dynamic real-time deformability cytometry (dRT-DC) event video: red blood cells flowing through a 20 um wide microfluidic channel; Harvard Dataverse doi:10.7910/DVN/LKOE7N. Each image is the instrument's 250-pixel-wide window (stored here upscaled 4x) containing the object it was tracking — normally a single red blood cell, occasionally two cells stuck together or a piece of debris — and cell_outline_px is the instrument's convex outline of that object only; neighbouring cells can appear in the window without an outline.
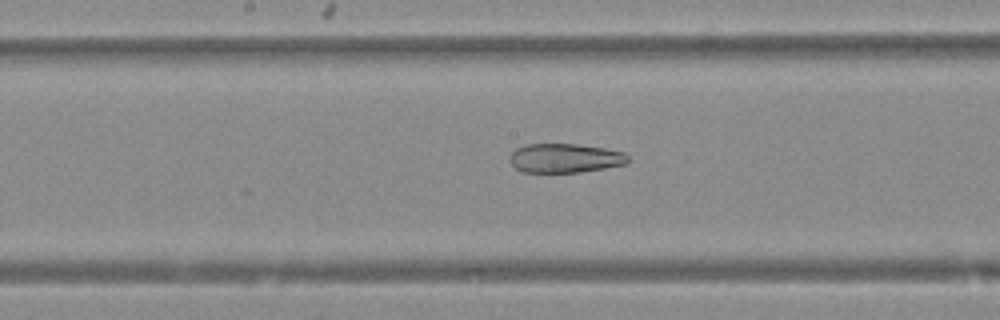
{"species": "Egyptian fruit bat (a non-hibernating species)", "species_latin": "Rousettus aegyptiacus", "temperature_condition": "warm", "stored_images_in_passage": 22, "camera_frame_rate_fps": 3000, "um_per_image_px": 0.085, "animal": {"sex": "female"}, "frame": {"image": 1, "passage_image": 10, "time_ms": 3.0, "image_size_px": [1000, 320], "cell_outline_px": [[628, 160], [624, 164], [604, 168], [580, 172], [520, 172], [512, 164], [512, 152], [516, 148], [528, 144], [576, 144], [604, 148], [624, 152], [628, 156]], "centroid_in_image_um": [48.03, 13.44], "position_along_channel_um": 200.2, "area_um2": 19.83}}
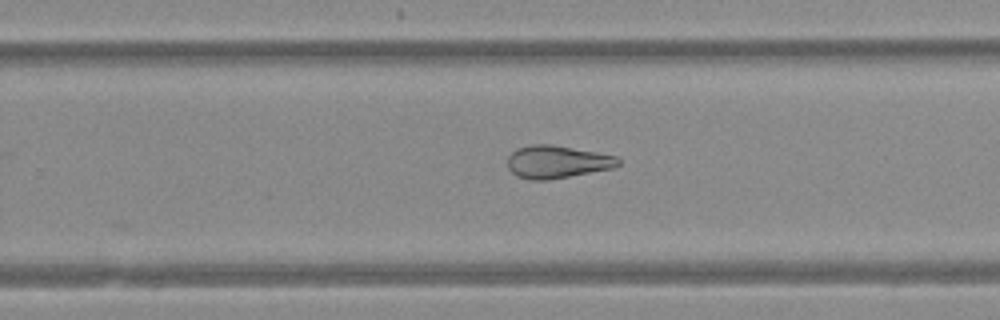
{"frame": {"image": 2, "passage_image": 16, "time_ms": 5.0, "image_size_px": [1000, 320], "cell_outline_px": [[620, 164], [616, 168], [548, 180], [528, 180], [516, 176], [508, 168], [508, 156], [516, 148], [532, 144], [552, 144], [596, 152], [616, 156], [620, 160]], "centroid_in_image_um": [47.35, 13.76], "position_along_channel_um": 282.4, "area_um2": 21.33}}
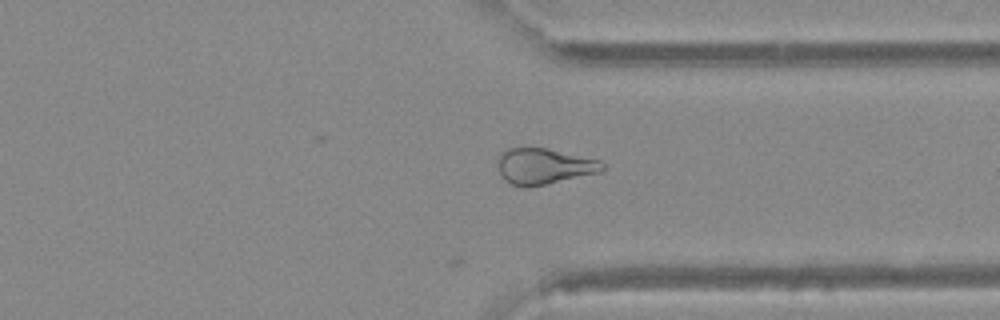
{"frame": {"image": 3, "passage_image": 22, "time_ms": 7.0, "image_size_px": [1000, 320], "cell_outline_px": [[604, 168], [600, 172], [544, 184], [524, 188], [512, 184], [504, 180], [500, 172], [496, 160], [500, 152], [504, 148], [544, 148], [600, 160], [604, 164]], "centroid_in_image_um": [46.18, 14.12], "position_along_channel_um": 365.2, "area_um2": 21.73}}